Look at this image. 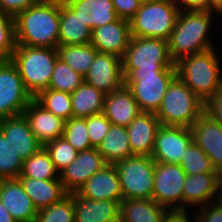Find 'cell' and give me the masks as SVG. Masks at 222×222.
I'll return each instance as SVG.
<instances>
[{"label": "cell", "mask_w": 222, "mask_h": 222, "mask_svg": "<svg viewBox=\"0 0 222 222\" xmlns=\"http://www.w3.org/2000/svg\"><path fill=\"white\" fill-rule=\"evenodd\" d=\"M60 1L40 0L14 17L16 45L59 46Z\"/></svg>", "instance_id": "1"}, {"label": "cell", "mask_w": 222, "mask_h": 222, "mask_svg": "<svg viewBox=\"0 0 222 222\" xmlns=\"http://www.w3.org/2000/svg\"><path fill=\"white\" fill-rule=\"evenodd\" d=\"M214 14L218 16V12L180 10L167 40L169 54L175 64L187 56L216 48L208 36L211 23L215 20Z\"/></svg>", "instance_id": "2"}, {"label": "cell", "mask_w": 222, "mask_h": 222, "mask_svg": "<svg viewBox=\"0 0 222 222\" xmlns=\"http://www.w3.org/2000/svg\"><path fill=\"white\" fill-rule=\"evenodd\" d=\"M215 48L182 58L176 63L178 77L206 102L222 85L221 58Z\"/></svg>", "instance_id": "3"}, {"label": "cell", "mask_w": 222, "mask_h": 222, "mask_svg": "<svg viewBox=\"0 0 222 222\" xmlns=\"http://www.w3.org/2000/svg\"><path fill=\"white\" fill-rule=\"evenodd\" d=\"M58 58L55 48L16 45L10 60L17 67L25 89L34 98L40 91L48 89Z\"/></svg>", "instance_id": "4"}, {"label": "cell", "mask_w": 222, "mask_h": 222, "mask_svg": "<svg viewBox=\"0 0 222 222\" xmlns=\"http://www.w3.org/2000/svg\"><path fill=\"white\" fill-rule=\"evenodd\" d=\"M204 108L205 102L194 94L177 75L169 85L155 114L161 125L190 128L204 113Z\"/></svg>", "instance_id": "5"}, {"label": "cell", "mask_w": 222, "mask_h": 222, "mask_svg": "<svg viewBox=\"0 0 222 222\" xmlns=\"http://www.w3.org/2000/svg\"><path fill=\"white\" fill-rule=\"evenodd\" d=\"M179 12L176 0L141 3L140 9L129 20L131 36L168 40Z\"/></svg>", "instance_id": "6"}, {"label": "cell", "mask_w": 222, "mask_h": 222, "mask_svg": "<svg viewBox=\"0 0 222 222\" xmlns=\"http://www.w3.org/2000/svg\"><path fill=\"white\" fill-rule=\"evenodd\" d=\"M176 68L172 61L168 42L164 39L132 36L122 57L124 79L132 71L163 70Z\"/></svg>", "instance_id": "7"}, {"label": "cell", "mask_w": 222, "mask_h": 222, "mask_svg": "<svg viewBox=\"0 0 222 222\" xmlns=\"http://www.w3.org/2000/svg\"><path fill=\"white\" fill-rule=\"evenodd\" d=\"M176 76V68L132 71L125 78V85L131 90L141 112L156 113L169 85Z\"/></svg>", "instance_id": "8"}, {"label": "cell", "mask_w": 222, "mask_h": 222, "mask_svg": "<svg viewBox=\"0 0 222 222\" xmlns=\"http://www.w3.org/2000/svg\"><path fill=\"white\" fill-rule=\"evenodd\" d=\"M154 165L153 158L145 155H132L114 163L123 199L153 198Z\"/></svg>", "instance_id": "9"}, {"label": "cell", "mask_w": 222, "mask_h": 222, "mask_svg": "<svg viewBox=\"0 0 222 222\" xmlns=\"http://www.w3.org/2000/svg\"><path fill=\"white\" fill-rule=\"evenodd\" d=\"M32 100L17 67L10 59H0V120L23 114Z\"/></svg>", "instance_id": "10"}, {"label": "cell", "mask_w": 222, "mask_h": 222, "mask_svg": "<svg viewBox=\"0 0 222 222\" xmlns=\"http://www.w3.org/2000/svg\"><path fill=\"white\" fill-rule=\"evenodd\" d=\"M186 173L179 164L155 162L153 200L170 211H183Z\"/></svg>", "instance_id": "11"}, {"label": "cell", "mask_w": 222, "mask_h": 222, "mask_svg": "<svg viewBox=\"0 0 222 222\" xmlns=\"http://www.w3.org/2000/svg\"><path fill=\"white\" fill-rule=\"evenodd\" d=\"M192 141V131L189 127L160 125L151 157L155 162L180 164Z\"/></svg>", "instance_id": "12"}, {"label": "cell", "mask_w": 222, "mask_h": 222, "mask_svg": "<svg viewBox=\"0 0 222 222\" xmlns=\"http://www.w3.org/2000/svg\"><path fill=\"white\" fill-rule=\"evenodd\" d=\"M84 81L101 90L104 94L113 93L125 84L122 73V58L98 52Z\"/></svg>", "instance_id": "13"}, {"label": "cell", "mask_w": 222, "mask_h": 222, "mask_svg": "<svg viewBox=\"0 0 222 222\" xmlns=\"http://www.w3.org/2000/svg\"><path fill=\"white\" fill-rule=\"evenodd\" d=\"M107 164L97 148L78 152L77 158L60 173L64 190L68 194L77 192L93 174Z\"/></svg>", "instance_id": "14"}, {"label": "cell", "mask_w": 222, "mask_h": 222, "mask_svg": "<svg viewBox=\"0 0 222 222\" xmlns=\"http://www.w3.org/2000/svg\"><path fill=\"white\" fill-rule=\"evenodd\" d=\"M193 141L207 154L222 175V125L205 112L190 127Z\"/></svg>", "instance_id": "15"}, {"label": "cell", "mask_w": 222, "mask_h": 222, "mask_svg": "<svg viewBox=\"0 0 222 222\" xmlns=\"http://www.w3.org/2000/svg\"><path fill=\"white\" fill-rule=\"evenodd\" d=\"M129 20L119 18L91 32L90 43L102 53H110L122 58L131 40Z\"/></svg>", "instance_id": "16"}, {"label": "cell", "mask_w": 222, "mask_h": 222, "mask_svg": "<svg viewBox=\"0 0 222 222\" xmlns=\"http://www.w3.org/2000/svg\"><path fill=\"white\" fill-rule=\"evenodd\" d=\"M0 130L23 161L43 147L32 133L24 114L1 119Z\"/></svg>", "instance_id": "17"}, {"label": "cell", "mask_w": 222, "mask_h": 222, "mask_svg": "<svg viewBox=\"0 0 222 222\" xmlns=\"http://www.w3.org/2000/svg\"><path fill=\"white\" fill-rule=\"evenodd\" d=\"M76 193L90 200H111L120 204L123 194L114 164H107L93 174Z\"/></svg>", "instance_id": "18"}, {"label": "cell", "mask_w": 222, "mask_h": 222, "mask_svg": "<svg viewBox=\"0 0 222 222\" xmlns=\"http://www.w3.org/2000/svg\"><path fill=\"white\" fill-rule=\"evenodd\" d=\"M0 201L17 222H34L38 210L18 179H0Z\"/></svg>", "instance_id": "19"}, {"label": "cell", "mask_w": 222, "mask_h": 222, "mask_svg": "<svg viewBox=\"0 0 222 222\" xmlns=\"http://www.w3.org/2000/svg\"><path fill=\"white\" fill-rule=\"evenodd\" d=\"M35 138L44 146L63 136L65 120L45 110L34 99L23 111Z\"/></svg>", "instance_id": "20"}, {"label": "cell", "mask_w": 222, "mask_h": 222, "mask_svg": "<svg viewBox=\"0 0 222 222\" xmlns=\"http://www.w3.org/2000/svg\"><path fill=\"white\" fill-rule=\"evenodd\" d=\"M160 121L153 112H140L126 127L132 155L151 156Z\"/></svg>", "instance_id": "21"}, {"label": "cell", "mask_w": 222, "mask_h": 222, "mask_svg": "<svg viewBox=\"0 0 222 222\" xmlns=\"http://www.w3.org/2000/svg\"><path fill=\"white\" fill-rule=\"evenodd\" d=\"M140 112L137 101L125 84L105 95L103 113L114 125L127 127Z\"/></svg>", "instance_id": "22"}, {"label": "cell", "mask_w": 222, "mask_h": 222, "mask_svg": "<svg viewBox=\"0 0 222 222\" xmlns=\"http://www.w3.org/2000/svg\"><path fill=\"white\" fill-rule=\"evenodd\" d=\"M221 179L220 173L186 175L183 188V211L187 210L188 205L195 208L196 205L201 207L211 203Z\"/></svg>", "instance_id": "23"}, {"label": "cell", "mask_w": 222, "mask_h": 222, "mask_svg": "<svg viewBox=\"0 0 222 222\" xmlns=\"http://www.w3.org/2000/svg\"><path fill=\"white\" fill-rule=\"evenodd\" d=\"M120 204L111 200H90L74 192L75 222H112L119 218Z\"/></svg>", "instance_id": "24"}, {"label": "cell", "mask_w": 222, "mask_h": 222, "mask_svg": "<svg viewBox=\"0 0 222 222\" xmlns=\"http://www.w3.org/2000/svg\"><path fill=\"white\" fill-rule=\"evenodd\" d=\"M92 30L65 1L60 2L59 45H85Z\"/></svg>", "instance_id": "25"}, {"label": "cell", "mask_w": 222, "mask_h": 222, "mask_svg": "<svg viewBox=\"0 0 222 222\" xmlns=\"http://www.w3.org/2000/svg\"><path fill=\"white\" fill-rule=\"evenodd\" d=\"M88 27H101L119 19L111 0H66L65 1Z\"/></svg>", "instance_id": "26"}, {"label": "cell", "mask_w": 222, "mask_h": 222, "mask_svg": "<svg viewBox=\"0 0 222 222\" xmlns=\"http://www.w3.org/2000/svg\"><path fill=\"white\" fill-rule=\"evenodd\" d=\"M17 179L38 211L60 201L68 194L61 180H38L27 177H17Z\"/></svg>", "instance_id": "27"}, {"label": "cell", "mask_w": 222, "mask_h": 222, "mask_svg": "<svg viewBox=\"0 0 222 222\" xmlns=\"http://www.w3.org/2000/svg\"><path fill=\"white\" fill-rule=\"evenodd\" d=\"M169 212L153 199H122L119 218L122 222H163Z\"/></svg>", "instance_id": "28"}, {"label": "cell", "mask_w": 222, "mask_h": 222, "mask_svg": "<svg viewBox=\"0 0 222 222\" xmlns=\"http://www.w3.org/2000/svg\"><path fill=\"white\" fill-rule=\"evenodd\" d=\"M97 150L108 164H114L132 156L127 128L112 124L97 146Z\"/></svg>", "instance_id": "29"}, {"label": "cell", "mask_w": 222, "mask_h": 222, "mask_svg": "<svg viewBox=\"0 0 222 222\" xmlns=\"http://www.w3.org/2000/svg\"><path fill=\"white\" fill-rule=\"evenodd\" d=\"M105 95L101 90L84 81L71 93L72 117L87 118L102 113Z\"/></svg>", "instance_id": "30"}, {"label": "cell", "mask_w": 222, "mask_h": 222, "mask_svg": "<svg viewBox=\"0 0 222 222\" xmlns=\"http://www.w3.org/2000/svg\"><path fill=\"white\" fill-rule=\"evenodd\" d=\"M57 51L59 59L83 76L90 69L98 53V50L91 43L85 45H59Z\"/></svg>", "instance_id": "31"}, {"label": "cell", "mask_w": 222, "mask_h": 222, "mask_svg": "<svg viewBox=\"0 0 222 222\" xmlns=\"http://www.w3.org/2000/svg\"><path fill=\"white\" fill-rule=\"evenodd\" d=\"M18 177L34 178L38 180H60V173L51 161L49 153L42 147L25 161Z\"/></svg>", "instance_id": "32"}, {"label": "cell", "mask_w": 222, "mask_h": 222, "mask_svg": "<svg viewBox=\"0 0 222 222\" xmlns=\"http://www.w3.org/2000/svg\"><path fill=\"white\" fill-rule=\"evenodd\" d=\"M45 110L64 120L72 117L71 94L45 89L33 98Z\"/></svg>", "instance_id": "33"}, {"label": "cell", "mask_w": 222, "mask_h": 222, "mask_svg": "<svg viewBox=\"0 0 222 222\" xmlns=\"http://www.w3.org/2000/svg\"><path fill=\"white\" fill-rule=\"evenodd\" d=\"M84 82V76L57 59L48 89L71 94Z\"/></svg>", "instance_id": "34"}, {"label": "cell", "mask_w": 222, "mask_h": 222, "mask_svg": "<svg viewBox=\"0 0 222 222\" xmlns=\"http://www.w3.org/2000/svg\"><path fill=\"white\" fill-rule=\"evenodd\" d=\"M179 165L186 175L219 173L214 169L207 154L194 141L185 150V155Z\"/></svg>", "instance_id": "35"}, {"label": "cell", "mask_w": 222, "mask_h": 222, "mask_svg": "<svg viewBox=\"0 0 222 222\" xmlns=\"http://www.w3.org/2000/svg\"><path fill=\"white\" fill-rule=\"evenodd\" d=\"M74 193L38 211L34 222H75Z\"/></svg>", "instance_id": "36"}, {"label": "cell", "mask_w": 222, "mask_h": 222, "mask_svg": "<svg viewBox=\"0 0 222 222\" xmlns=\"http://www.w3.org/2000/svg\"><path fill=\"white\" fill-rule=\"evenodd\" d=\"M22 167L23 160L0 130V179H17Z\"/></svg>", "instance_id": "37"}, {"label": "cell", "mask_w": 222, "mask_h": 222, "mask_svg": "<svg viewBox=\"0 0 222 222\" xmlns=\"http://www.w3.org/2000/svg\"><path fill=\"white\" fill-rule=\"evenodd\" d=\"M43 147L49 153L51 161L59 173L78 155V151L63 136L46 143Z\"/></svg>", "instance_id": "38"}, {"label": "cell", "mask_w": 222, "mask_h": 222, "mask_svg": "<svg viewBox=\"0 0 222 222\" xmlns=\"http://www.w3.org/2000/svg\"><path fill=\"white\" fill-rule=\"evenodd\" d=\"M63 137L78 151L93 148L87 133L86 118L71 117L65 120Z\"/></svg>", "instance_id": "39"}, {"label": "cell", "mask_w": 222, "mask_h": 222, "mask_svg": "<svg viewBox=\"0 0 222 222\" xmlns=\"http://www.w3.org/2000/svg\"><path fill=\"white\" fill-rule=\"evenodd\" d=\"M15 47L14 17L0 10V59H10Z\"/></svg>", "instance_id": "40"}, {"label": "cell", "mask_w": 222, "mask_h": 222, "mask_svg": "<svg viewBox=\"0 0 222 222\" xmlns=\"http://www.w3.org/2000/svg\"><path fill=\"white\" fill-rule=\"evenodd\" d=\"M111 125L112 123L107 119L103 112L86 118L87 133L93 148H97L101 143Z\"/></svg>", "instance_id": "41"}, {"label": "cell", "mask_w": 222, "mask_h": 222, "mask_svg": "<svg viewBox=\"0 0 222 222\" xmlns=\"http://www.w3.org/2000/svg\"><path fill=\"white\" fill-rule=\"evenodd\" d=\"M196 222H222V210L213 203H207L196 209Z\"/></svg>", "instance_id": "42"}, {"label": "cell", "mask_w": 222, "mask_h": 222, "mask_svg": "<svg viewBox=\"0 0 222 222\" xmlns=\"http://www.w3.org/2000/svg\"><path fill=\"white\" fill-rule=\"evenodd\" d=\"M119 18L130 20L140 9L139 0H111Z\"/></svg>", "instance_id": "43"}, {"label": "cell", "mask_w": 222, "mask_h": 222, "mask_svg": "<svg viewBox=\"0 0 222 222\" xmlns=\"http://www.w3.org/2000/svg\"><path fill=\"white\" fill-rule=\"evenodd\" d=\"M204 112L222 125V85L216 94L205 102Z\"/></svg>", "instance_id": "44"}, {"label": "cell", "mask_w": 222, "mask_h": 222, "mask_svg": "<svg viewBox=\"0 0 222 222\" xmlns=\"http://www.w3.org/2000/svg\"><path fill=\"white\" fill-rule=\"evenodd\" d=\"M40 0H0V10L15 17Z\"/></svg>", "instance_id": "45"}, {"label": "cell", "mask_w": 222, "mask_h": 222, "mask_svg": "<svg viewBox=\"0 0 222 222\" xmlns=\"http://www.w3.org/2000/svg\"><path fill=\"white\" fill-rule=\"evenodd\" d=\"M180 10L213 12V0H176Z\"/></svg>", "instance_id": "46"}, {"label": "cell", "mask_w": 222, "mask_h": 222, "mask_svg": "<svg viewBox=\"0 0 222 222\" xmlns=\"http://www.w3.org/2000/svg\"><path fill=\"white\" fill-rule=\"evenodd\" d=\"M187 214V211H170L167 216L164 218L163 222H193L190 215ZM194 222L196 218L194 217Z\"/></svg>", "instance_id": "47"}, {"label": "cell", "mask_w": 222, "mask_h": 222, "mask_svg": "<svg viewBox=\"0 0 222 222\" xmlns=\"http://www.w3.org/2000/svg\"><path fill=\"white\" fill-rule=\"evenodd\" d=\"M215 206L222 210V179L219 181L216 192L214 193L212 202Z\"/></svg>", "instance_id": "48"}, {"label": "cell", "mask_w": 222, "mask_h": 222, "mask_svg": "<svg viewBox=\"0 0 222 222\" xmlns=\"http://www.w3.org/2000/svg\"><path fill=\"white\" fill-rule=\"evenodd\" d=\"M0 222H17L0 201Z\"/></svg>", "instance_id": "49"}, {"label": "cell", "mask_w": 222, "mask_h": 222, "mask_svg": "<svg viewBox=\"0 0 222 222\" xmlns=\"http://www.w3.org/2000/svg\"><path fill=\"white\" fill-rule=\"evenodd\" d=\"M222 10V0H213V12Z\"/></svg>", "instance_id": "50"}, {"label": "cell", "mask_w": 222, "mask_h": 222, "mask_svg": "<svg viewBox=\"0 0 222 222\" xmlns=\"http://www.w3.org/2000/svg\"><path fill=\"white\" fill-rule=\"evenodd\" d=\"M141 3H148V2H153V1H156V0H139Z\"/></svg>", "instance_id": "51"}, {"label": "cell", "mask_w": 222, "mask_h": 222, "mask_svg": "<svg viewBox=\"0 0 222 222\" xmlns=\"http://www.w3.org/2000/svg\"><path fill=\"white\" fill-rule=\"evenodd\" d=\"M112 222H122L120 218L116 219L115 221Z\"/></svg>", "instance_id": "52"}, {"label": "cell", "mask_w": 222, "mask_h": 222, "mask_svg": "<svg viewBox=\"0 0 222 222\" xmlns=\"http://www.w3.org/2000/svg\"><path fill=\"white\" fill-rule=\"evenodd\" d=\"M50 1H60V2H64L66 0H50Z\"/></svg>", "instance_id": "53"}]
</instances>
